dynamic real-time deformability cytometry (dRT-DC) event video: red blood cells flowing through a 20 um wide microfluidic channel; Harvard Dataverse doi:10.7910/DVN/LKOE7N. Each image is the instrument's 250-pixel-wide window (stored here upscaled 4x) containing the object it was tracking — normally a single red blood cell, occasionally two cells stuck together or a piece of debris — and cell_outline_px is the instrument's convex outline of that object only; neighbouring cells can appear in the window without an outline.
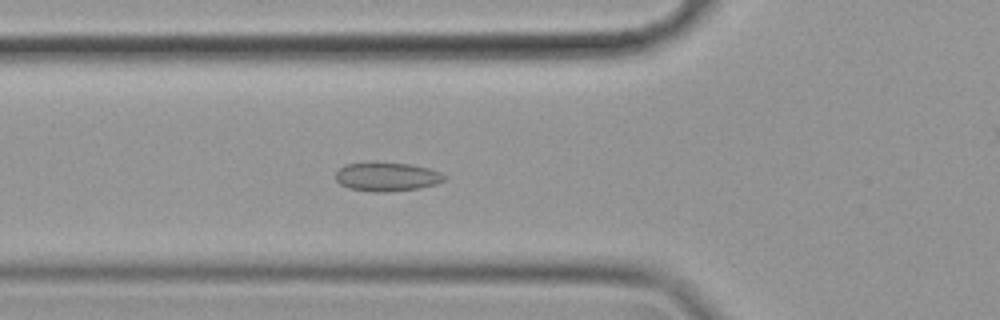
{"species": "common noctule bat (a hibernating species)", "species_latin": "Nyctalus noctula", "temperature_condition": "cold", "stored_images_in_passage": 41, "camera_frame_rate_fps": 3000, "um_per_image_px": 0.085, "animal": {"sex": "female", "body_mass_g": 19.9}, "frame": {"image": 1, "passage_image": 12, "time_ms": 3.667, "image_size_px": [1000, 320], "cell_outline_px": [[448, 176], [444, 180], [436, 184], [420, 188], [388, 192], [376, 192], [348, 188], [340, 184], [336, 180], [336, 172], [344, 164], [376, 160], [408, 164], [428, 168], [440, 172]], "centroid_in_image_um": [32.87, 14.99], "position_along_channel_um": 92.9, "area_um2": 18.79}}
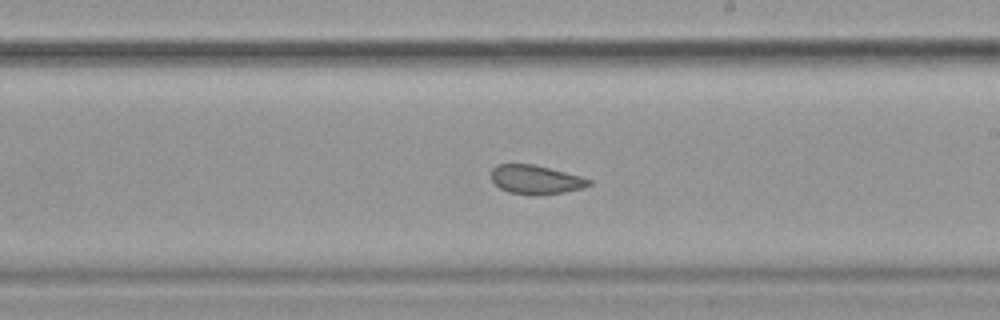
{"frame": {"image": 2, "passage_image": 25, "time_ms": 8.0, "image_size_px": [1000, 320], "cell_outline_px": [[592, 184], [584, 188], [564, 192], [536, 196], [528, 196], [508, 192], [500, 188], [492, 180], [492, 168], [496, 164], [532, 164], [580, 176], [592, 180]], "centroid_in_image_um": [45.54, 15.29], "position_along_channel_um": 243.5, "area_um2": 16.59}}
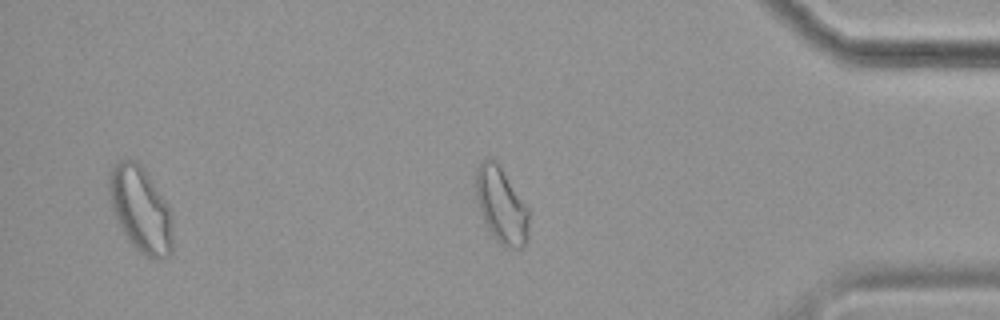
{"frame": {"image": 3, "passage_image": 40, "time_ms": 13.0, "image_size_px": [1000, 320], "cell_outline_px": [[172, 252], [164, 260], [152, 260], [144, 256], [132, 244], [120, 228], [112, 208], [108, 180], [108, 176], [112, 168], [120, 160], [136, 160], [144, 168], [168, 204], [172, 216]], "centroid_in_image_um": [11.98, 17.84], "position_along_channel_um": 423.2, "area_um2": 31.85}, "authors_computed_cell_mechanics": {"area_um2": 17.5134, "velocity_mm_per_s": 3.4789, "shape_relaxation_time_tau1_ms": null, "shape_relaxation_time_tau2_ms": 2.3596, "deformation_change_tau1": null, "deformation_change_tau2": 0.0609}}